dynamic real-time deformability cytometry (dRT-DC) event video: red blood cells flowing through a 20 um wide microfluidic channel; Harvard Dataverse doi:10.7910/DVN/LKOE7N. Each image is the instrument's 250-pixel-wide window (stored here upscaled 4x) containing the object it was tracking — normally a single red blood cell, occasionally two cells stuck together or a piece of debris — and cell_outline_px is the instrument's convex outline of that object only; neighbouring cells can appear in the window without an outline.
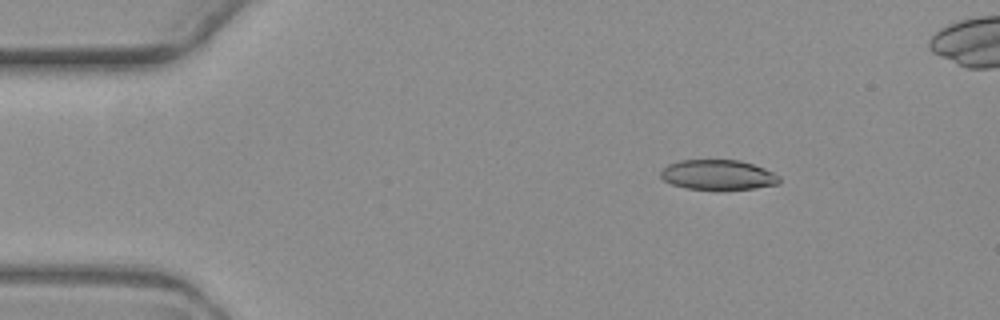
{"species": "common noctule bat (a hibernating species)", "species_latin": "Nyctalus noctula", "temperature_condition": "warm", "stored_images_in_passage": 3, "camera_frame_rate_fps": 3000, "um_per_image_px": 0.085, "animal": {"sex": "female", "body_mass_g": 19.3, "forearm_length_mm": 54.1}, "frame": {"image": 1, "passage_image": 1, "time_ms": 0.0, "image_size_px": [1000, 320], "cell_outline_px": [[780, 184], [756, 188], [720, 192], [688, 188], [672, 184], [664, 180], [660, 176], [660, 172], [668, 164], [680, 160], [740, 160], [764, 168], [780, 176]], "centroid_in_image_um": [61.06, 14.9], "position_along_channel_um": 23.9, "area_um2": 21.33}}